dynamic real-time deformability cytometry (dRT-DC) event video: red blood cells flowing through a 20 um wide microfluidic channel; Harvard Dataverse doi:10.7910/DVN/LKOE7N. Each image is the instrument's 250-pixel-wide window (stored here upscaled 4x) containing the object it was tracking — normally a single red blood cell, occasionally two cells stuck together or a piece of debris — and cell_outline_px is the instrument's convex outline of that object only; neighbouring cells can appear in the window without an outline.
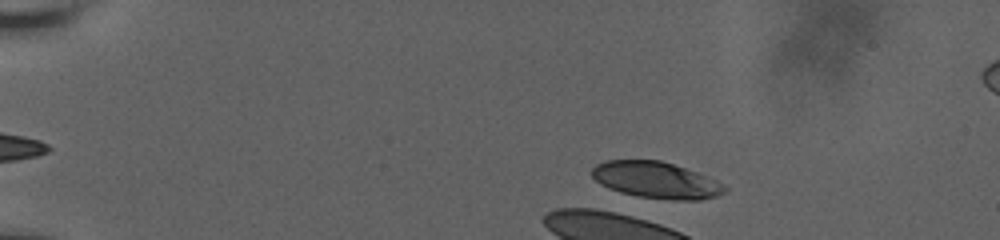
{"species": "human", "species_latin": "Homo sapiens", "temperature_condition": "room temperature", "stored_images_in_passage": 9, "camera_frame_rate_fps": 3000, "um_per_image_px": 0.085, "donor": {"sex": "male"}, "frame": {"image": 1, "passage_image": 7, "time_ms": 2.0, "image_size_px": [1000, 240], "cell_outline_px": [[728, 188], [724, 192], [716, 196], [700, 200], [672, 200], [636, 196], [620, 192], [608, 188], [600, 184], [592, 176], [592, 168], [596, 164], [604, 160], [660, 160], [708, 176], [724, 184]], "centroid_in_image_um": [55.76, 15.31], "position_along_channel_um": 29.2, "area_um2": 28.26}}